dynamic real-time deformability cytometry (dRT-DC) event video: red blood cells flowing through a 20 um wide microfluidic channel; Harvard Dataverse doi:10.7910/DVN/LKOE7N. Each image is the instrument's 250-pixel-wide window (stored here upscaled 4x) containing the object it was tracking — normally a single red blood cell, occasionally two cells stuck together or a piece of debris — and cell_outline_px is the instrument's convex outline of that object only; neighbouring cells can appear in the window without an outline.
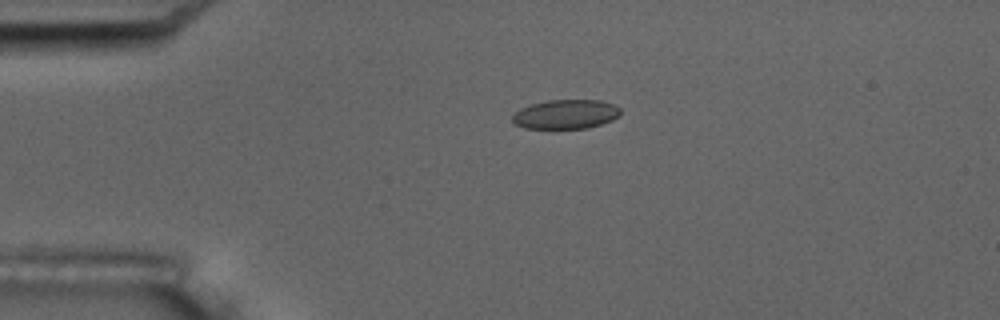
{"species": "common noctule bat (a hibernating species)", "species_latin": "Nyctalus noctula", "temperature_condition": "room temperature", "stored_images_in_passage": 3, "camera_frame_rate_fps": 3000, "um_per_image_px": 0.085, "animal": {"sex": "male", "body_mass_g": 17.5, "forearm_length_mm": 52.3}, "frame": {"image": 1, "passage_image": 2, "time_ms": 1.333, "image_size_px": [1000, 320], "cell_outline_px": [[620, 116], [612, 120], [588, 128], [524, 128], [512, 124], [512, 116], [520, 108], [532, 104], [548, 100], [600, 100], [612, 104], [620, 108]], "centroid_in_image_um": [48.07, 9.71], "position_along_channel_um": 36.9, "area_um2": 18.44}}